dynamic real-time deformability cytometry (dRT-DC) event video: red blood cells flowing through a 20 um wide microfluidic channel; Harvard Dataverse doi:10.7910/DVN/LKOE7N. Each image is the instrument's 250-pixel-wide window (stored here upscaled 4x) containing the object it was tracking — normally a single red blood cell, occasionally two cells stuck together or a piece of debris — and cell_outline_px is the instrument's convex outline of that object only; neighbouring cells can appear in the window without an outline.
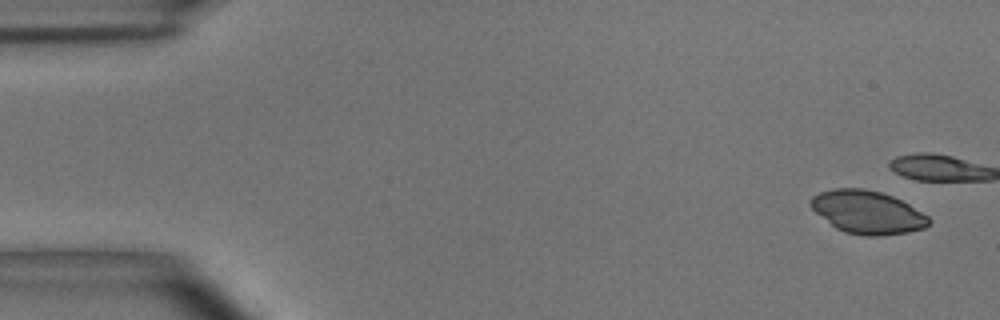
{"species": "common noctule bat (a hibernating species)", "species_latin": "Nyctalus noctula", "temperature_condition": "room temperature", "stored_images_in_passage": 6, "camera_frame_rate_fps": 3000, "um_per_image_px": 0.085, "animal": {"sex": "male", "body_mass_g": 15.6}, "frame": {"image": 1, "passage_image": 1, "time_ms": 0.0, "image_size_px": [1000, 320], "cell_outline_px": [[932, 220], [924, 228], [908, 232], [880, 236], [864, 236], [844, 232], [836, 228], [816, 212], [808, 204], [812, 196], [820, 192], [832, 188], [864, 188], [880, 192], [892, 196], [908, 204], [928, 216]], "centroid_in_image_um": [73.72, 18.03], "position_along_channel_um": 11.3, "area_um2": 29.59}}